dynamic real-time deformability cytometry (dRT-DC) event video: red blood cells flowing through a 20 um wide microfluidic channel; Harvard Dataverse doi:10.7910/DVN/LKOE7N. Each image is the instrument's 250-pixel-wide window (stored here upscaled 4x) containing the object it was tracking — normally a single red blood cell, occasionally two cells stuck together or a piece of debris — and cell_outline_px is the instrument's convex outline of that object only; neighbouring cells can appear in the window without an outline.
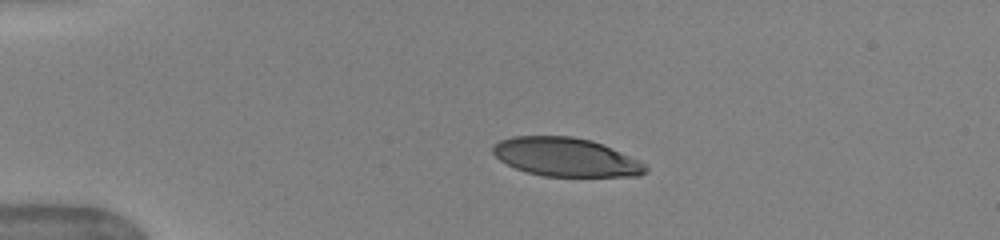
{"species": "human", "species_latin": "Homo sapiens", "temperature_condition": "warm", "stored_images_in_passage": 41, "camera_frame_rate_fps": 3000, "um_per_image_px": 0.085, "donor": {"sex": "female"}, "frame": {"image": 1, "passage_image": 1, "time_ms": 0.0, "image_size_px": [1000, 240], "cell_outline_px": [[644, 172], [616, 176], [548, 176], [528, 172], [516, 168], [508, 164], [496, 156], [492, 148], [496, 144], [504, 140], [520, 136], [568, 136], [588, 140], [600, 144], [616, 152], [644, 168]], "centroid_in_image_um": [47.91, 13.35], "position_along_channel_um": 37.1, "area_um2": 32.14}}
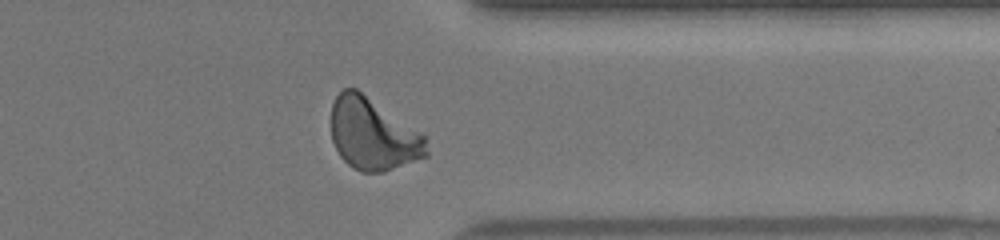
{"frame": {"image": 2, "passage_image": 31, "time_ms": 10.0, "image_size_px": [1000, 240], "cell_outline_px": [[428, 152], [424, 156], [380, 172], [364, 172], [348, 164], [344, 160], [336, 148], [332, 140], [332, 104], [336, 96], [344, 88], [356, 88], [424, 136]], "centroid_in_image_um": [31.64, 11.39], "position_along_channel_um": 379.8, "area_um2": 38.61}}
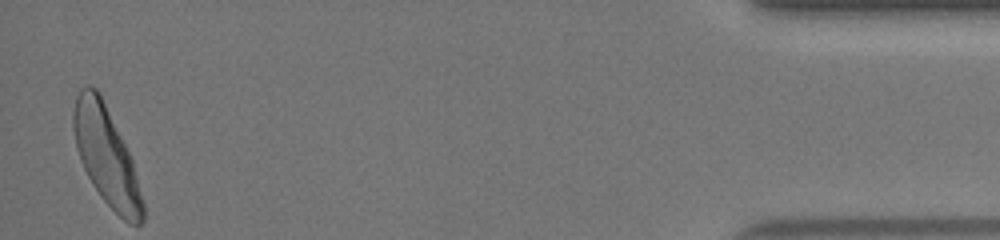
{"frame": {"image": 3, "passage_image": 40, "time_ms": 13.0, "image_size_px": [1000, 240], "cell_outline_px": [[144, 216], [140, 224], [136, 224], [124, 220], [104, 200], [96, 188], [80, 156], [76, 144], [76, 100], [80, 92], [84, 88], [96, 88], [128, 152], [132, 164], [144, 208]], "centroid_in_image_um": [9.08, 13.35], "position_along_channel_um": 426.1, "area_um2": 36.41}, "authors_computed_cell_mechanics": {"area_um2": 35.7204, "velocity_mm_per_s": 3.9445, "shape_relaxation_time_tau1_ms": 3.3434, "shape_relaxation_time_tau2_ms": null, "deformation_change_tau1": 0.1875, "deformation_change_tau2": null}}